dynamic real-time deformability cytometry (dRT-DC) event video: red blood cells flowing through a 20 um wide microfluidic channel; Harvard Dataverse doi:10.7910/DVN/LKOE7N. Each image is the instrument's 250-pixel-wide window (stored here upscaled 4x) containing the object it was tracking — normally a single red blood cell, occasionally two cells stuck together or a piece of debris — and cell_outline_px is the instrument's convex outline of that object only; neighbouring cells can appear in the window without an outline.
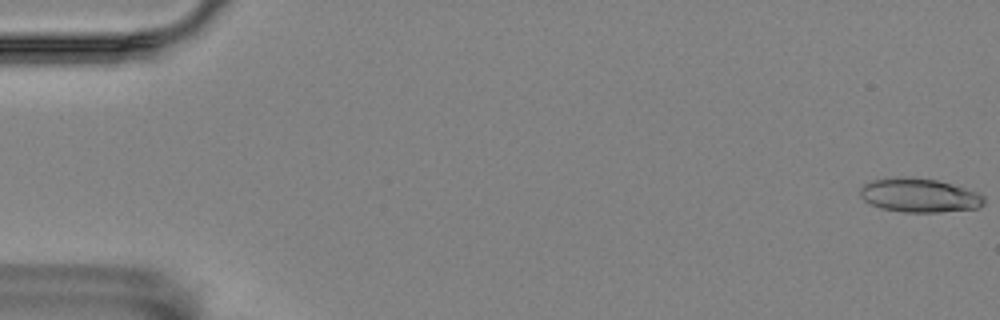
{"species": "Egyptian fruit bat (a non-hibernating species)", "species_latin": "Rousettus aegyptiacus", "temperature_condition": "room temperature", "stored_images_in_passage": 52, "camera_frame_rate_fps": 3000, "um_per_image_px": 0.085, "animal": {"sex": "female"}, "frame": {"image": 1, "passage_image": 1, "time_ms": 0.0, "image_size_px": [1000, 320], "cell_outline_px": [[984, 204], [976, 208], [940, 212], [904, 212], [880, 208], [864, 200], [860, 196], [860, 188], [864, 184], [872, 180], [896, 176], [912, 176], [936, 180], [964, 188], [976, 192], [984, 196]], "centroid_in_image_um": [78.1, 16.59], "position_along_channel_um": 6.9, "area_um2": 24.51}}
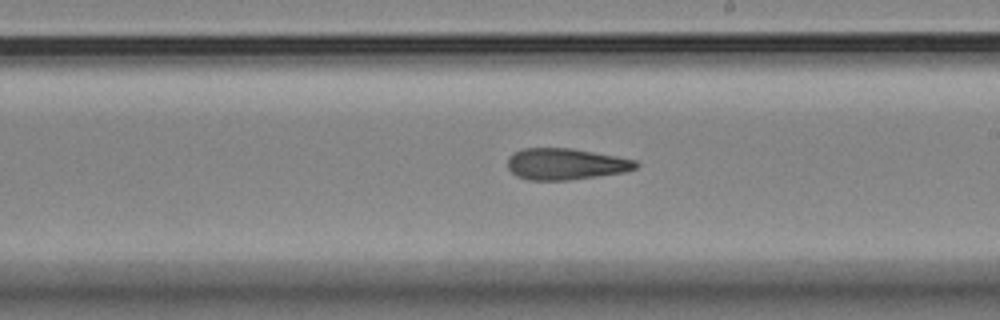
{"frame": {"image": 2, "passage_image": 33, "time_ms": 10.667, "image_size_px": [1000, 320], "cell_outline_px": [[640, 164], [636, 168], [624, 172], [568, 180], [528, 180], [516, 176], [508, 168], [508, 156], [512, 152], [524, 148], [572, 148], [616, 156], [636, 160]], "centroid_in_image_um": [48.06, 13.93], "position_along_channel_um": 240.9, "area_um2": 23.52}}
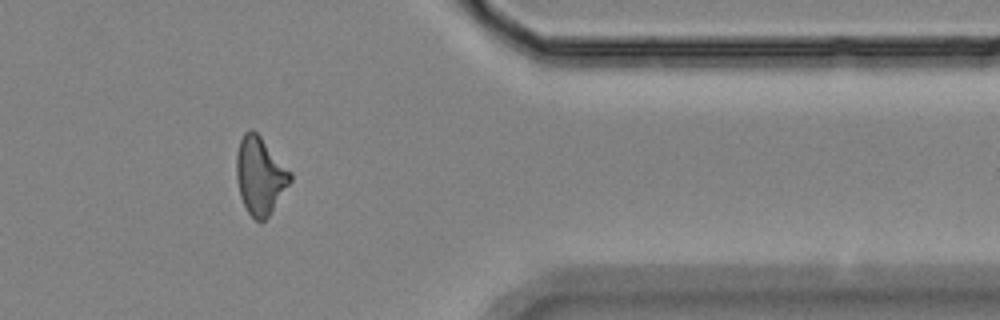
{"frame": {"image": 3, "passage_image": 47, "time_ms": 15.333, "image_size_px": [1000, 320], "cell_outline_px": [[292, 180], [268, 216], [260, 224], [248, 212], [240, 196], [236, 176], [236, 152], [240, 140], [244, 132], [252, 128], [260, 136], [292, 172]], "centroid_in_image_um": [22.1, 14.92], "position_along_channel_um": 389.3, "area_um2": 24.22}}